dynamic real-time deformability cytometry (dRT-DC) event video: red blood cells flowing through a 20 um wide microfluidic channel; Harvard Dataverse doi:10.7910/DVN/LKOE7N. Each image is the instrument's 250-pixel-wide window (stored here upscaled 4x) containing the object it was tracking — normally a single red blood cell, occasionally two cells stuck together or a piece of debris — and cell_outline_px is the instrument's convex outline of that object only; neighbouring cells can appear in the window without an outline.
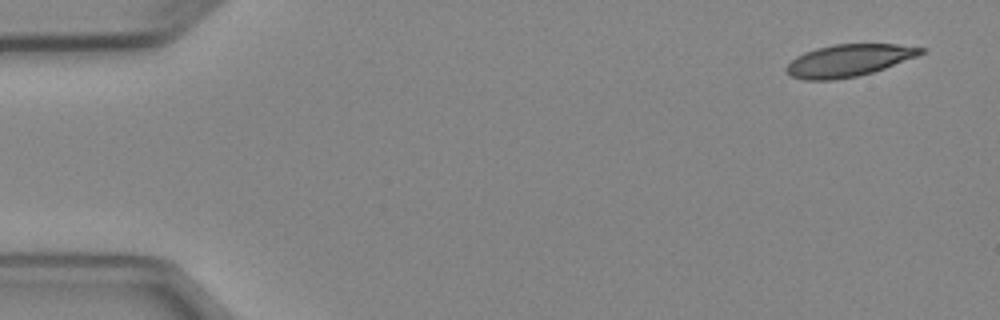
{"species": "Egyptian fruit bat (a non-hibernating species)", "species_latin": "Rousettus aegyptiacus", "temperature_condition": "cold", "stored_images_in_passage": 5, "camera_frame_rate_fps": 3000, "um_per_image_px": 0.085, "animal": {"sex": "female"}, "frame": {"image": 1, "passage_image": 1, "time_ms": 0.0, "image_size_px": [1000, 320], "cell_outline_px": [[928, 48], [924, 52], [916, 56], [884, 68], [872, 72], [856, 76], [832, 80], [804, 80], [792, 76], [784, 72], [784, 68], [796, 56], [804, 52], [816, 48], [832, 44], [896, 44]], "centroid_in_image_um": [72.1, 5.13], "position_along_channel_um": 12.9, "area_um2": 25.14}}
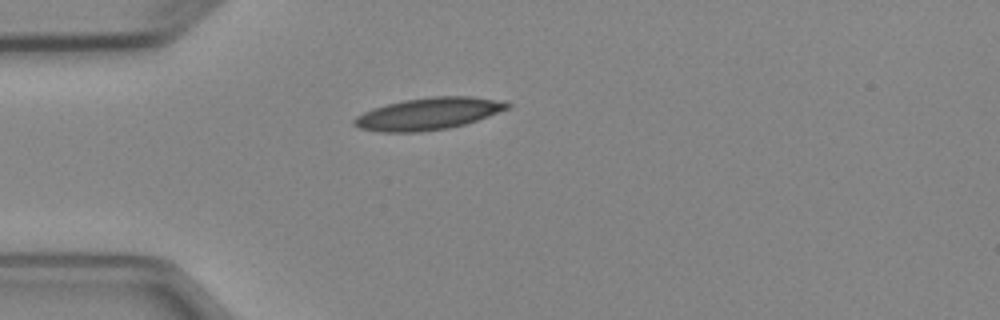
{"frame": {"image": 2, "passage_image": 4, "time_ms": 3.667, "image_size_px": [1000, 320], "cell_outline_px": [[512, 108], [464, 124], [448, 128], [420, 132], [380, 132], [360, 128], [352, 124], [352, 120], [356, 116], [372, 108], [404, 100], [432, 96], [472, 96], [512, 104]], "centroid_in_image_um": [36.38, 9.67], "position_along_channel_um": 48.6, "area_um2": 28.44}}